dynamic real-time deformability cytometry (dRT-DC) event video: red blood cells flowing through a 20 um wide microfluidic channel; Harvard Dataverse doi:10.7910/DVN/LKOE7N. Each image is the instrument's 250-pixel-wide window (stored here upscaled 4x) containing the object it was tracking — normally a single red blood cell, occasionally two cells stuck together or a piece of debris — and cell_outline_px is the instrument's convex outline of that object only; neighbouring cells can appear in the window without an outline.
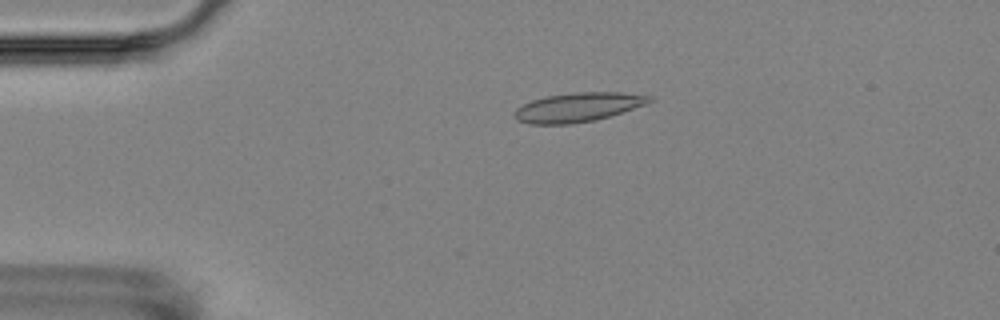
{"species": "Egyptian fruit bat (a non-hibernating species)", "species_latin": "Rousettus aegyptiacus", "temperature_condition": "room temperature", "stored_images_in_passage": 4, "camera_frame_rate_fps": 3000, "um_per_image_px": 0.085, "animal": {"sex": "female"}, "frame": {"image": 1, "passage_image": 3, "time_ms": 2.0, "image_size_px": [1000, 320], "cell_outline_px": [[656, 100], [648, 104], [596, 120], [572, 124], [528, 124], [516, 120], [512, 112], [516, 108], [532, 100], [544, 96], [576, 92], [620, 92], [652, 96]], "centroid_in_image_um": [49.14, 9.11], "position_along_channel_um": 35.9, "area_um2": 23.24}}